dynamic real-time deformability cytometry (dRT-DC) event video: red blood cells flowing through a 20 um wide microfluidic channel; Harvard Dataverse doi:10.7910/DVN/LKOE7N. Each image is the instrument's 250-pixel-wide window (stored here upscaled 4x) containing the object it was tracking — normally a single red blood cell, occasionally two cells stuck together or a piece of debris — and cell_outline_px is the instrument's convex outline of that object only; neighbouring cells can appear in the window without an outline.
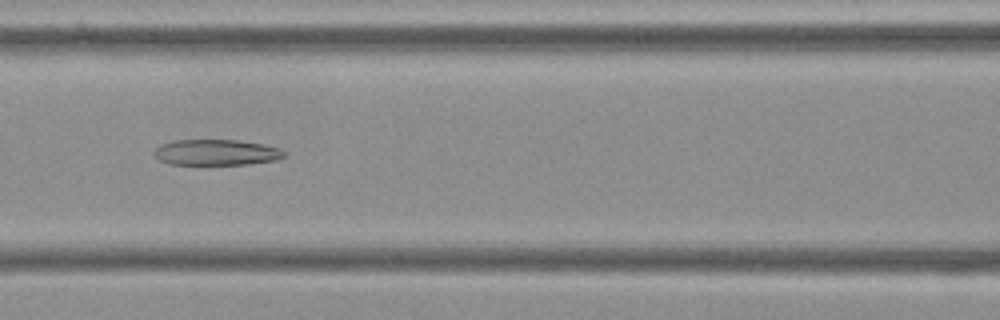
{"species": "Egyptian fruit bat (a non-hibernating species)", "species_latin": "Rousettus aegyptiacus", "temperature_condition": "cold", "stored_images_in_passage": 40, "camera_frame_rate_fps": 3000, "um_per_image_px": 0.085, "frame": {"image": 1, "passage_image": 9, "time_ms": 2.667, "image_size_px": [1000, 320], "cell_outline_px": [[284, 156], [276, 160], [248, 164], [168, 164], [160, 160], [152, 152], [160, 144], [172, 140], [236, 140], [264, 144], [280, 148], [284, 152]], "centroid_in_image_um": [18.36, 12.94], "position_along_channel_um": 148.2, "area_um2": 19.54}}
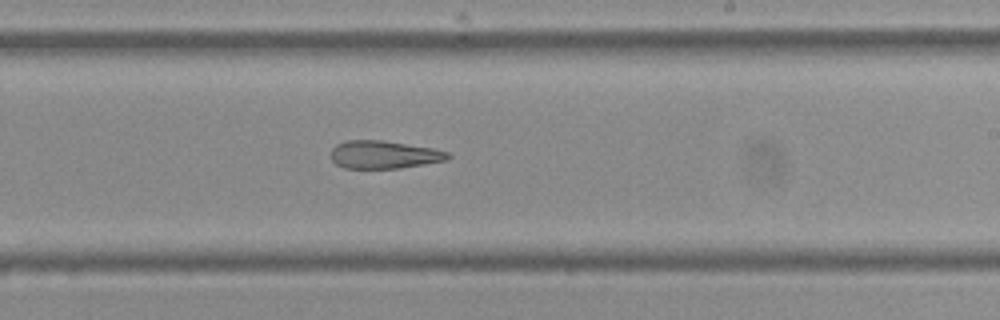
{"frame": {"image": 2, "passage_image": 18, "time_ms": 5.667, "image_size_px": [1000, 320], "cell_outline_px": [[452, 156], [448, 160], [400, 168], [344, 168], [336, 164], [328, 156], [332, 148], [336, 144], [348, 140], [384, 140], [436, 148], [448, 152]], "centroid_in_image_um": [32.64, 13.13], "position_along_channel_um": 256.4, "area_um2": 19.36}}
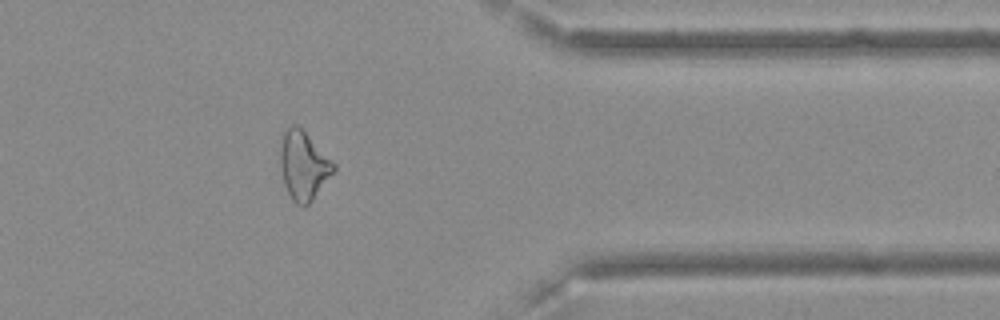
{"frame": {"image": 3, "passage_image": 30, "time_ms": 9.667, "image_size_px": [1000, 320], "cell_outline_px": [[336, 168], [312, 200], [304, 208], [296, 204], [292, 200], [284, 184], [280, 164], [280, 152], [284, 132], [292, 124], [296, 124], [336, 164]], "centroid_in_image_um": [25.79, 14.1], "position_along_channel_um": 385.6, "area_um2": 20.87}}